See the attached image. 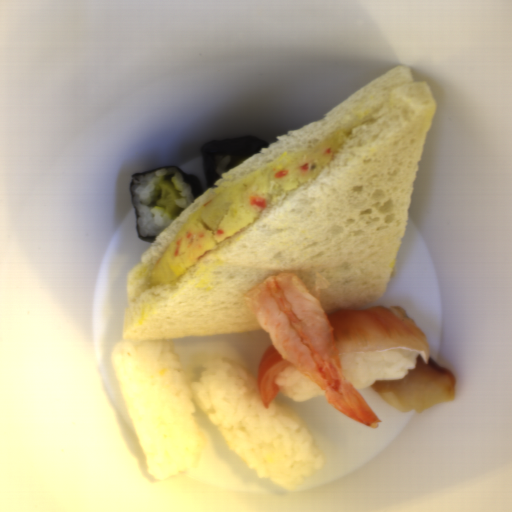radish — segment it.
<instances>
[{
  "instance_id": "radish-1",
  "label": "radish",
  "mask_w": 512,
  "mask_h": 512,
  "mask_svg": "<svg viewBox=\"0 0 512 512\" xmlns=\"http://www.w3.org/2000/svg\"><path fill=\"white\" fill-rule=\"evenodd\" d=\"M162 189L161 196L156 200V205L164 207L169 215L178 214L180 207L177 204V200L181 198L171 181L162 180L160 183Z\"/></svg>"
}]
</instances>
